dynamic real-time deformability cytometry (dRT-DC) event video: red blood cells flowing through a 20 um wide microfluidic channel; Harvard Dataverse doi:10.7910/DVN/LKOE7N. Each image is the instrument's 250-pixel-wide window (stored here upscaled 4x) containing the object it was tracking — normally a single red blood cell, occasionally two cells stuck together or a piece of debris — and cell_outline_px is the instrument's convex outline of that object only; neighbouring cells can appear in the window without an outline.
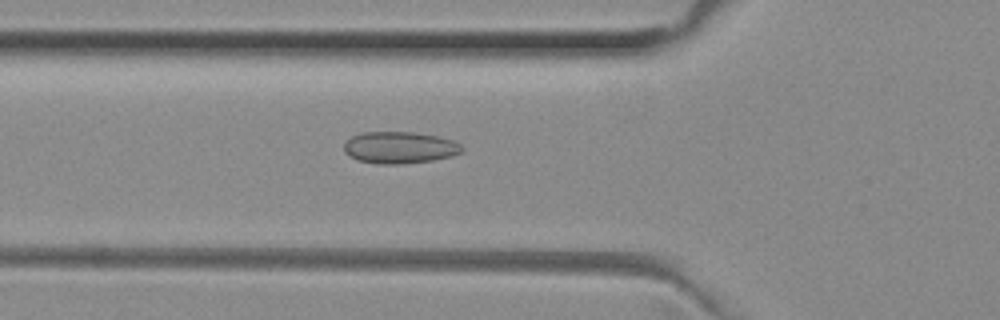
{"species": "common noctule bat (a hibernating species)", "species_latin": "Nyctalus noctula", "temperature_condition": "room temperature", "stored_images_in_passage": 52, "segment_of_instrument_passage": [1, 2], "camera_frame_rate_fps": 3000, "um_per_image_px": 0.085, "animal": {"sex": "female", "body_mass_g": 29.2, "forearm_length_mm": 56.3}, "frame": {"image": 1, "passage_image": 18, "time_ms": 5.667, "image_size_px": [1000, 320], "cell_outline_px": [[464, 148], [460, 152], [452, 156], [432, 160], [400, 164], [376, 164], [356, 160], [348, 156], [344, 152], [344, 144], [352, 136], [360, 132], [412, 132], [436, 136], [452, 140], [460, 144]], "centroid_in_image_um": [33.92, 12.55], "position_along_channel_um": 91.9, "area_um2": 21.91}}
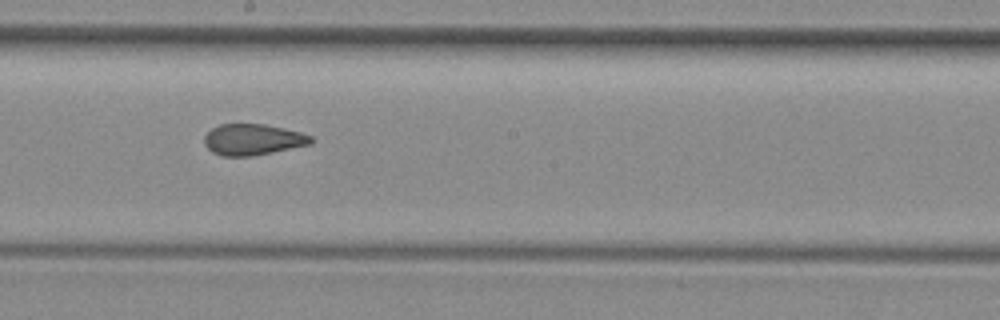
{"frame": {"image": 2, "passage_image": 28, "time_ms": 9.0, "image_size_px": [1000, 320], "cell_outline_px": [[316, 140], [312, 144], [252, 156], [224, 156], [212, 152], [204, 144], [204, 136], [212, 128], [220, 124], [264, 124], [284, 128], [300, 132], [312, 136]], "centroid_in_image_um": [21.52, 11.86], "position_along_channel_um": 226.7, "area_um2": 19.42}}
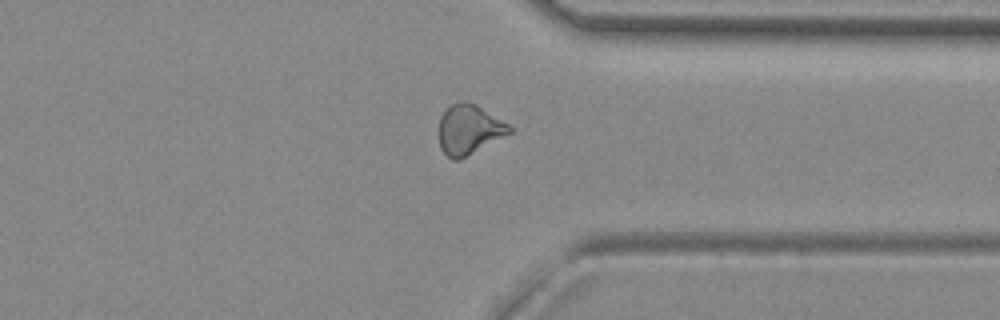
{"frame": {"image": 3, "passage_image": 39, "time_ms": 12.667, "image_size_px": [1000, 320], "cell_outline_px": [[512, 132], [460, 160], [452, 160], [440, 148], [440, 116], [452, 104], [460, 100], [464, 100], [476, 104], [508, 124], [512, 128]], "centroid_in_image_um": [39.87, 11.01], "position_along_channel_um": 371.5, "area_um2": 20.29}}